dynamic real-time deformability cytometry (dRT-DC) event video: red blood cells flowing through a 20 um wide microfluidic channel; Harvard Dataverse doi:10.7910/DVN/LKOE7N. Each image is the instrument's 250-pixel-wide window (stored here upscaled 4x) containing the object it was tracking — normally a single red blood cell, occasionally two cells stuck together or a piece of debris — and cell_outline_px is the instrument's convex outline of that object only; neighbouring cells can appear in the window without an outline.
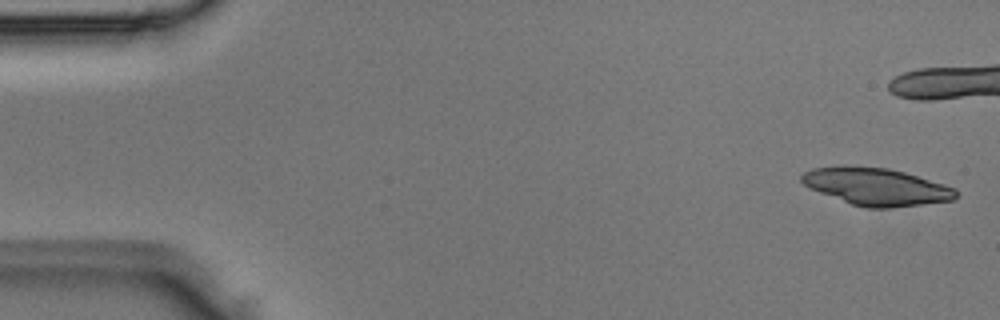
{"species": "Egyptian fruit bat (a non-hibernating species)", "species_latin": "Rousettus aegyptiacus", "temperature_condition": "room temperature", "stored_images_in_passage": 3, "camera_frame_rate_fps": 3000, "um_per_image_px": 0.085, "animal": {"sex": "male"}, "frame": {"image": 1, "passage_image": 1, "time_ms": 0.0, "image_size_px": [1000, 320], "cell_outline_px": [[956, 196], [952, 200], [888, 208], [868, 208], [852, 204], [808, 188], [800, 180], [800, 176], [804, 172], [812, 168], [840, 164], [888, 168], [904, 172], [944, 184], [956, 188]], "centroid_in_image_um": [74.42, 15.84], "position_along_channel_um": 10.6, "area_um2": 33.64}}